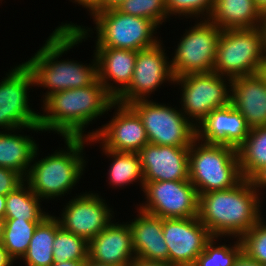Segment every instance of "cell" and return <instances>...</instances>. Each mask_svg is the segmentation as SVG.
<instances>
[{
    "label": "cell",
    "instance_id": "40",
    "mask_svg": "<svg viewBox=\"0 0 266 266\" xmlns=\"http://www.w3.org/2000/svg\"><path fill=\"white\" fill-rule=\"evenodd\" d=\"M75 4H79L82 8L87 9L91 13L103 0H70Z\"/></svg>",
    "mask_w": 266,
    "mask_h": 266
},
{
    "label": "cell",
    "instance_id": "13",
    "mask_svg": "<svg viewBox=\"0 0 266 266\" xmlns=\"http://www.w3.org/2000/svg\"><path fill=\"white\" fill-rule=\"evenodd\" d=\"M163 45L161 41L154 47L137 51L131 83L115 99L116 102L129 105L138 100H149L164 82L174 84L171 61Z\"/></svg>",
    "mask_w": 266,
    "mask_h": 266
},
{
    "label": "cell",
    "instance_id": "22",
    "mask_svg": "<svg viewBox=\"0 0 266 266\" xmlns=\"http://www.w3.org/2000/svg\"><path fill=\"white\" fill-rule=\"evenodd\" d=\"M134 219L127 221L137 259L169 263V250L164 241L162 218L139 208ZM132 221V222H131Z\"/></svg>",
    "mask_w": 266,
    "mask_h": 266
},
{
    "label": "cell",
    "instance_id": "12",
    "mask_svg": "<svg viewBox=\"0 0 266 266\" xmlns=\"http://www.w3.org/2000/svg\"><path fill=\"white\" fill-rule=\"evenodd\" d=\"M143 203L136 208L151 215L169 218L198 217L199 195L190 180L144 182Z\"/></svg>",
    "mask_w": 266,
    "mask_h": 266
},
{
    "label": "cell",
    "instance_id": "39",
    "mask_svg": "<svg viewBox=\"0 0 266 266\" xmlns=\"http://www.w3.org/2000/svg\"><path fill=\"white\" fill-rule=\"evenodd\" d=\"M128 266H175L167 262L146 261L140 259H133Z\"/></svg>",
    "mask_w": 266,
    "mask_h": 266
},
{
    "label": "cell",
    "instance_id": "45",
    "mask_svg": "<svg viewBox=\"0 0 266 266\" xmlns=\"http://www.w3.org/2000/svg\"><path fill=\"white\" fill-rule=\"evenodd\" d=\"M258 74L263 78V80L266 82V58L264 59V61L262 62V64L260 65V69Z\"/></svg>",
    "mask_w": 266,
    "mask_h": 266
},
{
    "label": "cell",
    "instance_id": "18",
    "mask_svg": "<svg viewBox=\"0 0 266 266\" xmlns=\"http://www.w3.org/2000/svg\"><path fill=\"white\" fill-rule=\"evenodd\" d=\"M197 139L238 149L247 138L250 128L245 118L230 103L212 110L197 126Z\"/></svg>",
    "mask_w": 266,
    "mask_h": 266
},
{
    "label": "cell",
    "instance_id": "36",
    "mask_svg": "<svg viewBox=\"0 0 266 266\" xmlns=\"http://www.w3.org/2000/svg\"><path fill=\"white\" fill-rule=\"evenodd\" d=\"M250 181L255 190L262 195L261 190L266 189V166L258 170L251 178Z\"/></svg>",
    "mask_w": 266,
    "mask_h": 266
},
{
    "label": "cell",
    "instance_id": "34",
    "mask_svg": "<svg viewBox=\"0 0 266 266\" xmlns=\"http://www.w3.org/2000/svg\"><path fill=\"white\" fill-rule=\"evenodd\" d=\"M266 218L262 217L240 237L243 251L261 265L266 264Z\"/></svg>",
    "mask_w": 266,
    "mask_h": 266
},
{
    "label": "cell",
    "instance_id": "23",
    "mask_svg": "<svg viewBox=\"0 0 266 266\" xmlns=\"http://www.w3.org/2000/svg\"><path fill=\"white\" fill-rule=\"evenodd\" d=\"M22 129L34 133L43 132L40 126L0 131V167L16 171L25 178L39 144L30 135L18 134L19 131H23Z\"/></svg>",
    "mask_w": 266,
    "mask_h": 266
},
{
    "label": "cell",
    "instance_id": "6",
    "mask_svg": "<svg viewBox=\"0 0 266 266\" xmlns=\"http://www.w3.org/2000/svg\"><path fill=\"white\" fill-rule=\"evenodd\" d=\"M90 15L96 30L95 48L139 51L161 42V37L155 36L159 26L149 19L124 14L117 8Z\"/></svg>",
    "mask_w": 266,
    "mask_h": 266
},
{
    "label": "cell",
    "instance_id": "37",
    "mask_svg": "<svg viewBox=\"0 0 266 266\" xmlns=\"http://www.w3.org/2000/svg\"><path fill=\"white\" fill-rule=\"evenodd\" d=\"M234 266H262V265L242 250L238 255V257L236 258Z\"/></svg>",
    "mask_w": 266,
    "mask_h": 266
},
{
    "label": "cell",
    "instance_id": "21",
    "mask_svg": "<svg viewBox=\"0 0 266 266\" xmlns=\"http://www.w3.org/2000/svg\"><path fill=\"white\" fill-rule=\"evenodd\" d=\"M231 104L250 129L266 126V82L258 73L231 80Z\"/></svg>",
    "mask_w": 266,
    "mask_h": 266
},
{
    "label": "cell",
    "instance_id": "10",
    "mask_svg": "<svg viewBox=\"0 0 266 266\" xmlns=\"http://www.w3.org/2000/svg\"><path fill=\"white\" fill-rule=\"evenodd\" d=\"M194 26L185 29L171 54V67L174 77L192 73L213 71L217 45L222 30L208 19L196 20Z\"/></svg>",
    "mask_w": 266,
    "mask_h": 266
},
{
    "label": "cell",
    "instance_id": "27",
    "mask_svg": "<svg viewBox=\"0 0 266 266\" xmlns=\"http://www.w3.org/2000/svg\"><path fill=\"white\" fill-rule=\"evenodd\" d=\"M41 199L30 189L24 181L14 191L6 195V209L4 219L28 220L41 222L48 212L43 211Z\"/></svg>",
    "mask_w": 266,
    "mask_h": 266
},
{
    "label": "cell",
    "instance_id": "15",
    "mask_svg": "<svg viewBox=\"0 0 266 266\" xmlns=\"http://www.w3.org/2000/svg\"><path fill=\"white\" fill-rule=\"evenodd\" d=\"M114 108L113 117L107 123L87 133L89 144L98 142L105 149L138 153L149 143L141 118L129 105L115 101Z\"/></svg>",
    "mask_w": 266,
    "mask_h": 266
},
{
    "label": "cell",
    "instance_id": "20",
    "mask_svg": "<svg viewBox=\"0 0 266 266\" xmlns=\"http://www.w3.org/2000/svg\"><path fill=\"white\" fill-rule=\"evenodd\" d=\"M94 54L97 60L98 80L116 99L131 83L137 51L95 48Z\"/></svg>",
    "mask_w": 266,
    "mask_h": 266
},
{
    "label": "cell",
    "instance_id": "29",
    "mask_svg": "<svg viewBox=\"0 0 266 266\" xmlns=\"http://www.w3.org/2000/svg\"><path fill=\"white\" fill-rule=\"evenodd\" d=\"M40 222L5 219L2 246L14 260H20L26 253L30 240Z\"/></svg>",
    "mask_w": 266,
    "mask_h": 266
},
{
    "label": "cell",
    "instance_id": "7",
    "mask_svg": "<svg viewBox=\"0 0 266 266\" xmlns=\"http://www.w3.org/2000/svg\"><path fill=\"white\" fill-rule=\"evenodd\" d=\"M266 58L259 27L222 30L213 72L231 79L254 75Z\"/></svg>",
    "mask_w": 266,
    "mask_h": 266
},
{
    "label": "cell",
    "instance_id": "42",
    "mask_svg": "<svg viewBox=\"0 0 266 266\" xmlns=\"http://www.w3.org/2000/svg\"><path fill=\"white\" fill-rule=\"evenodd\" d=\"M259 28H260V30L262 32L264 50H265V56H266V11L262 13V18H261V21H260Z\"/></svg>",
    "mask_w": 266,
    "mask_h": 266
},
{
    "label": "cell",
    "instance_id": "5",
    "mask_svg": "<svg viewBox=\"0 0 266 266\" xmlns=\"http://www.w3.org/2000/svg\"><path fill=\"white\" fill-rule=\"evenodd\" d=\"M189 180L198 195L234 188L242 180L237 149L196 139L189 148Z\"/></svg>",
    "mask_w": 266,
    "mask_h": 266
},
{
    "label": "cell",
    "instance_id": "2",
    "mask_svg": "<svg viewBox=\"0 0 266 266\" xmlns=\"http://www.w3.org/2000/svg\"><path fill=\"white\" fill-rule=\"evenodd\" d=\"M114 102L98 79L90 86L59 91L43 102L39 126L62 138H87L85 128L108 114Z\"/></svg>",
    "mask_w": 266,
    "mask_h": 266
},
{
    "label": "cell",
    "instance_id": "17",
    "mask_svg": "<svg viewBox=\"0 0 266 266\" xmlns=\"http://www.w3.org/2000/svg\"><path fill=\"white\" fill-rule=\"evenodd\" d=\"M189 148L146 144L138 152L144 182L189 180Z\"/></svg>",
    "mask_w": 266,
    "mask_h": 266
},
{
    "label": "cell",
    "instance_id": "19",
    "mask_svg": "<svg viewBox=\"0 0 266 266\" xmlns=\"http://www.w3.org/2000/svg\"><path fill=\"white\" fill-rule=\"evenodd\" d=\"M116 220L88 242V259L107 265L128 266L136 258L128 223Z\"/></svg>",
    "mask_w": 266,
    "mask_h": 266
},
{
    "label": "cell",
    "instance_id": "35",
    "mask_svg": "<svg viewBox=\"0 0 266 266\" xmlns=\"http://www.w3.org/2000/svg\"><path fill=\"white\" fill-rule=\"evenodd\" d=\"M24 181V177L18 172L0 167V195L6 196Z\"/></svg>",
    "mask_w": 266,
    "mask_h": 266
},
{
    "label": "cell",
    "instance_id": "14",
    "mask_svg": "<svg viewBox=\"0 0 266 266\" xmlns=\"http://www.w3.org/2000/svg\"><path fill=\"white\" fill-rule=\"evenodd\" d=\"M80 194L73 196L56 218L62 228L89 242L115 219V215L100 194L92 191Z\"/></svg>",
    "mask_w": 266,
    "mask_h": 266
},
{
    "label": "cell",
    "instance_id": "3",
    "mask_svg": "<svg viewBox=\"0 0 266 266\" xmlns=\"http://www.w3.org/2000/svg\"><path fill=\"white\" fill-rule=\"evenodd\" d=\"M261 195L250 179L234 188L199 195L198 218L212 237L240 238L263 216Z\"/></svg>",
    "mask_w": 266,
    "mask_h": 266
},
{
    "label": "cell",
    "instance_id": "4",
    "mask_svg": "<svg viewBox=\"0 0 266 266\" xmlns=\"http://www.w3.org/2000/svg\"><path fill=\"white\" fill-rule=\"evenodd\" d=\"M62 139L66 144L65 148L55 150L52 154L48 153V156L44 158L38 159L40 153L39 147H37L32 165L24 178L30 189L42 201L45 199L52 201L70 195L73 187L79 183L85 173L88 161L83 154L85 153V144L89 145V139Z\"/></svg>",
    "mask_w": 266,
    "mask_h": 266
},
{
    "label": "cell",
    "instance_id": "9",
    "mask_svg": "<svg viewBox=\"0 0 266 266\" xmlns=\"http://www.w3.org/2000/svg\"><path fill=\"white\" fill-rule=\"evenodd\" d=\"M138 100L129 106L141 118L150 144L190 147L197 139L196 126L177 106Z\"/></svg>",
    "mask_w": 266,
    "mask_h": 266
},
{
    "label": "cell",
    "instance_id": "11",
    "mask_svg": "<svg viewBox=\"0 0 266 266\" xmlns=\"http://www.w3.org/2000/svg\"><path fill=\"white\" fill-rule=\"evenodd\" d=\"M5 74L0 81V129L39 126L41 113L29 103L28 91L35 87L31 70L22 62Z\"/></svg>",
    "mask_w": 266,
    "mask_h": 266
},
{
    "label": "cell",
    "instance_id": "48",
    "mask_svg": "<svg viewBox=\"0 0 266 266\" xmlns=\"http://www.w3.org/2000/svg\"><path fill=\"white\" fill-rule=\"evenodd\" d=\"M5 219L0 218V242L3 238V231H4Z\"/></svg>",
    "mask_w": 266,
    "mask_h": 266
},
{
    "label": "cell",
    "instance_id": "43",
    "mask_svg": "<svg viewBox=\"0 0 266 266\" xmlns=\"http://www.w3.org/2000/svg\"><path fill=\"white\" fill-rule=\"evenodd\" d=\"M85 261L54 262L51 266H84Z\"/></svg>",
    "mask_w": 266,
    "mask_h": 266
},
{
    "label": "cell",
    "instance_id": "26",
    "mask_svg": "<svg viewBox=\"0 0 266 266\" xmlns=\"http://www.w3.org/2000/svg\"><path fill=\"white\" fill-rule=\"evenodd\" d=\"M57 232V218L46 216L37 226L22 260L25 266H51L54 263L53 243Z\"/></svg>",
    "mask_w": 266,
    "mask_h": 266
},
{
    "label": "cell",
    "instance_id": "41",
    "mask_svg": "<svg viewBox=\"0 0 266 266\" xmlns=\"http://www.w3.org/2000/svg\"><path fill=\"white\" fill-rule=\"evenodd\" d=\"M14 262L0 242V266H13Z\"/></svg>",
    "mask_w": 266,
    "mask_h": 266
},
{
    "label": "cell",
    "instance_id": "30",
    "mask_svg": "<svg viewBox=\"0 0 266 266\" xmlns=\"http://www.w3.org/2000/svg\"><path fill=\"white\" fill-rule=\"evenodd\" d=\"M54 262L86 261L88 259V242L62 228L57 219V232L53 243Z\"/></svg>",
    "mask_w": 266,
    "mask_h": 266
},
{
    "label": "cell",
    "instance_id": "1",
    "mask_svg": "<svg viewBox=\"0 0 266 266\" xmlns=\"http://www.w3.org/2000/svg\"><path fill=\"white\" fill-rule=\"evenodd\" d=\"M93 33L91 27L62 22L45 40L43 46L24 62L32 72L35 88H47L43 93L42 102L56 92L90 86L98 79L94 53L91 64L60 59L75 45L78 47L79 43L88 40V37L93 38Z\"/></svg>",
    "mask_w": 266,
    "mask_h": 266
},
{
    "label": "cell",
    "instance_id": "25",
    "mask_svg": "<svg viewBox=\"0 0 266 266\" xmlns=\"http://www.w3.org/2000/svg\"><path fill=\"white\" fill-rule=\"evenodd\" d=\"M102 153L110 160V168L107 173L108 184L113 188H125L130 184L138 182L141 190L144 187V177L141 168L140 157L135 152H117L110 149H105L99 144Z\"/></svg>",
    "mask_w": 266,
    "mask_h": 266
},
{
    "label": "cell",
    "instance_id": "24",
    "mask_svg": "<svg viewBox=\"0 0 266 266\" xmlns=\"http://www.w3.org/2000/svg\"><path fill=\"white\" fill-rule=\"evenodd\" d=\"M261 18L254 0H214L208 20L226 30L259 27Z\"/></svg>",
    "mask_w": 266,
    "mask_h": 266
},
{
    "label": "cell",
    "instance_id": "8",
    "mask_svg": "<svg viewBox=\"0 0 266 266\" xmlns=\"http://www.w3.org/2000/svg\"><path fill=\"white\" fill-rule=\"evenodd\" d=\"M231 80L213 71L176 77L174 86L181 89L180 110L197 126L212 110L231 103Z\"/></svg>",
    "mask_w": 266,
    "mask_h": 266
},
{
    "label": "cell",
    "instance_id": "32",
    "mask_svg": "<svg viewBox=\"0 0 266 266\" xmlns=\"http://www.w3.org/2000/svg\"><path fill=\"white\" fill-rule=\"evenodd\" d=\"M117 9L124 14L149 19L159 27L168 19L166 0H125Z\"/></svg>",
    "mask_w": 266,
    "mask_h": 266
},
{
    "label": "cell",
    "instance_id": "38",
    "mask_svg": "<svg viewBox=\"0 0 266 266\" xmlns=\"http://www.w3.org/2000/svg\"><path fill=\"white\" fill-rule=\"evenodd\" d=\"M125 0H103L92 12L116 9Z\"/></svg>",
    "mask_w": 266,
    "mask_h": 266
},
{
    "label": "cell",
    "instance_id": "46",
    "mask_svg": "<svg viewBox=\"0 0 266 266\" xmlns=\"http://www.w3.org/2000/svg\"><path fill=\"white\" fill-rule=\"evenodd\" d=\"M254 1L262 13L266 11V0H254Z\"/></svg>",
    "mask_w": 266,
    "mask_h": 266
},
{
    "label": "cell",
    "instance_id": "31",
    "mask_svg": "<svg viewBox=\"0 0 266 266\" xmlns=\"http://www.w3.org/2000/svg\"><path fill=\"white\" fill-rule=\"evenodd\" d=\"M221 237H212L205 245L204 251L197 257L193 266H234V262L243 250L240 238H234L233 245L218 242ZM219 243H217V242Z\"/></svg>",
    "mask_w": 266,
    "mask_h": 266
},
{
    "label": "cell",
    "instance_id": "33",
    "mask_svg": "<svg viewBox=\"0 0 266 266\" xmlns=\"http://www.w3.org/2000/svg\"><path fill=\"white\" fill-rule=\"evenodd\" d=\"M168 18L174 15L181 18L208 19L214 0H166Z\"/></svg>",
    "mask_w": 266,
    "mask_h": 266
},
{
    "label": "cell",
    "instance_id": "44",
    "mask_svg": "<svg viewBox=\"0 0 266 266\" xmlns=\"http://www.w3.org/2000/svg\"><path fill=\"white\" fill-rule=\"evenodd\" d=\"M6 196L0 195V218H5Z\"/></svg>",
    "mask_w": 266,
    "mask_h": 266
},
{
    "label": "cell",
    "instance_id": "16",
    "mask_svg": "<svg viewBox=\"0 0 266 266\" xmlns=\"http://www.w3.org/2000/svg\"><path fill=\"white\" fill-rule=\"evenodd\" d=\"M164 241L169 250V264L193 266L212 238L198 217L162 218Z\"/></svg>",
    "mask_w": 266,
    "mask_h": 266
},
{
    "label": "cell",
    "instance_id": "28",
    "mask_svg": "<svg viewBox=\"0 0 266 266\" xmlns=\"http://www.w3.org/2000/svg\"><path fill=\"white\" fill-rule=\"evenodd\" d=\"M243 179H250L266 166V126L252 128L237 149Z\"/></svg>",
    "mask_w": 266,
    "mask_h": 266
},
{
    "label": "cell",
    "instance_id": "47",
    "mask_svg": "<svg viewBox=\"0 0 266 266\" xmlns=\"http://www.w3.org/2000/svg\"><path fill=\"white\" fill-rule=\"evenodd\" d=\"M84 266H113V265H107V264H103V263H99V262H95L93 260L87 259L85 261Z\"/></svg>",
    "mask_w": 266,
    "mask_h": 266
}]
</instances>
